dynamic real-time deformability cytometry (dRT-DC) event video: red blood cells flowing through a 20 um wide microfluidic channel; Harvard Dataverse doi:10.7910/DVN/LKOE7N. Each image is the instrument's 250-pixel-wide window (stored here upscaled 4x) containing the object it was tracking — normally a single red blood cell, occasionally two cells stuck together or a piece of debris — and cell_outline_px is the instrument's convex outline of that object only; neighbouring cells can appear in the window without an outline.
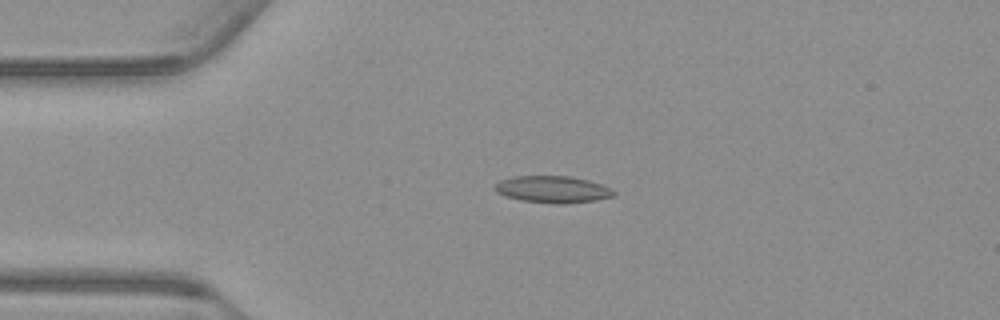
{"species": "common noctule bat (a hibernating species)", "species_latin": "Nyctalus noctula", "temperature_condition": "warm", "stored_images_in_passage": 54, "camera_frame_rate_fps": 3000, "um_per_image_px": 0.085, "animal": {"sex": "male", "body_mass_g": 23.1, "forearm_length_mm": 52.7}, "frame": {"image": 1, "passage_image": 12, "time_ms": 3.667, "image_size_px": [1000, 320], "cell_outline_px": [[616, 192], [612, 196], [596, 200], [564, 204], [560, 204], [520, 200], [496, 192], [492, 188], [500, 180], [512, 176], [568, 176], [588, 180], [612, 188]], "centroid_in_image_um": [46.96, 16.09], "position_along_channel_um": 38.0, "area_um2": 18.55}}
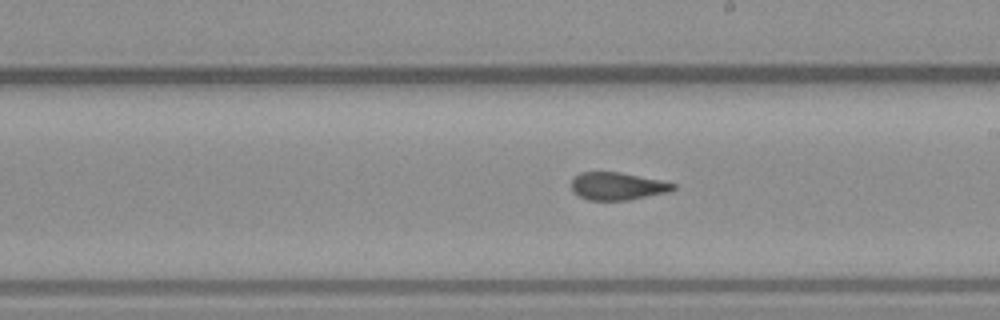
{"frame": {"image": 2, "passage_image": 30, "time_ms": 9.667, "image_size_px": [1000, 320], "cell_outline_px": [[676, 188], [672, 192], [632, 200], [588, 200], [572, 192], [572, 180], [580, 172], [620, 172], [660, 180], [676, 184]], "centroid_in_image_um": [52.53, 15.84], "position_along_channel_um": 236.5, "area_um2": 16.59}}
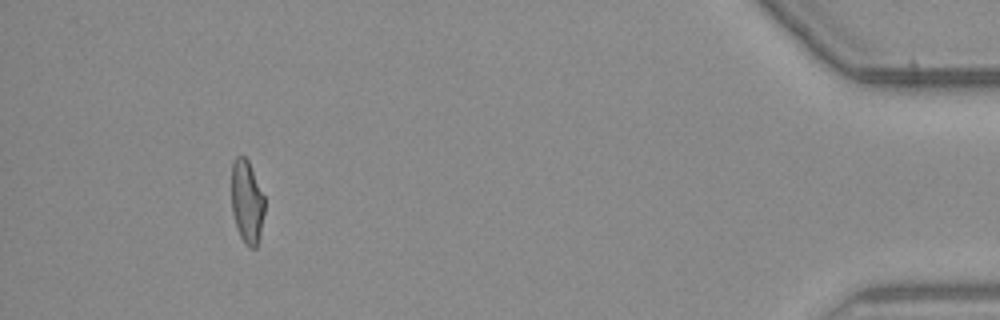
{"frame": {"image": 3, "passage_image": 50, "time_ms": 16.333, "image_size_px": [1000, 320], "cell_outline_px": [[264, 212], [260, 236], [256, 248], [248, 248], [244, 244], [240, 236], [232, 212], [232, 164], [236, 156], [244, 156], [248, 160], [264, 196]], "centroid_in_image_um": [20.99, 17.18], "position_along_channel_um": 414.2, "area_um2": 16.01}, "authors_computed_cell_mechanics": {"area_um2": 17.4556, "velocity_mm_per_s": 3.7629, "shape_relaxation_time_tau1_ms": null, "shape_relaxation_time_tau2_ms": 1.7694, "deformation_change_tau1": null, "deformation_change_tau2": 0.0934}}